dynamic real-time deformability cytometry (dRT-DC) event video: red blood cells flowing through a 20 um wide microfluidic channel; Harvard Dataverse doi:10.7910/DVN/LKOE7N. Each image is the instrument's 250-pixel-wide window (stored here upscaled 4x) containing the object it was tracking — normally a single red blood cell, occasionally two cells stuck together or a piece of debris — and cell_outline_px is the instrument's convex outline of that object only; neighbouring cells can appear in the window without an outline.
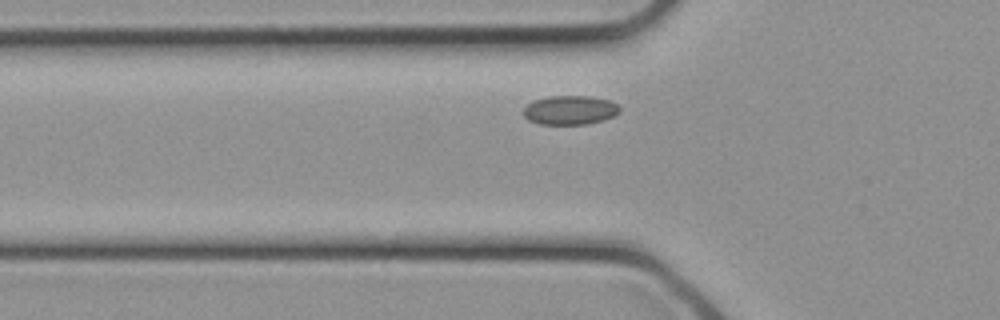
{"species": "common noctule bat (a hibernating species)", "species_latin": "Nyctalus noctula", "temperature_condition": "cold", "stored_images_in_passage": 6, "camera_frame_rate_fps": 3000, "um_per_image_px": 0.085, "animal": {"sex": "female", "body_mass_g": 21.9}, "frame": {"image": 1, "passage_image": 2, "time_ms": 0.333, "image_size_px": [1000, 320], "cell_outline_px": [[620, 112], [604, 120], [588, 124], [536, 124], [528, 120], [524, 116], [524, 108], [532, 100], [548, 96], [592, 96], [608, 100], [620, 104]], "centroid_in_image_um": [48.45, 9.35], "position_along_channel_um": 77.3, "area_um2": 16.53}}
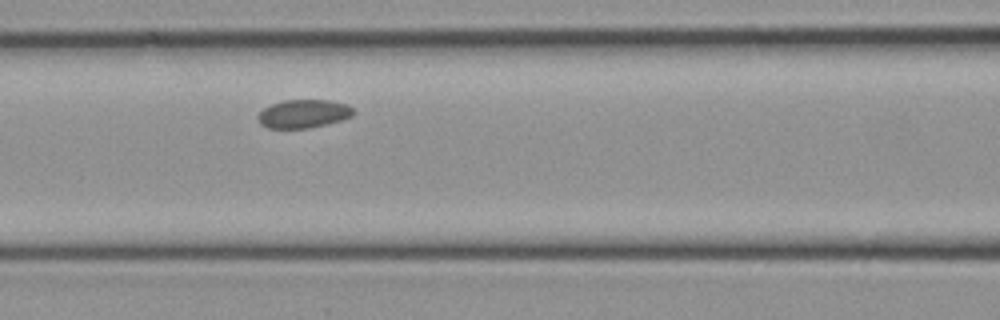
{"frame": {"image": 2, "passage_image": 5, "time_ms": 1.333, "image_size_px": [1000, 320], "cell_outline_px": [[356, 112], [352, 116], [328, 124], [308, 128], [268, 128], [260, 124], [256, 116], [264, 108], [272, 104], [284, 100], [332, 100], [348, 104]], "centroid_in_image_um": [25.81, 9.66], "position_along_channel_um": 140.8, "area_um2": 15.9}}